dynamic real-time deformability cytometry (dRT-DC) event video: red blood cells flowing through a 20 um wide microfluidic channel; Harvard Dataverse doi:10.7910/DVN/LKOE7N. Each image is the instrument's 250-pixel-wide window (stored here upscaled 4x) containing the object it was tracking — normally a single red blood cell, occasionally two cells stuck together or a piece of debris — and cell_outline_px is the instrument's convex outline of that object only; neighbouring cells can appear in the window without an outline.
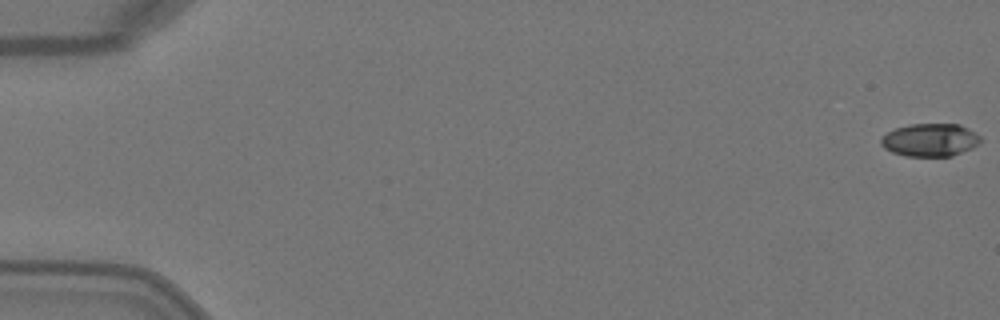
{"species": "Egyptian fruit bat (a non-hibernating species)", "species_latin": "Rousettus aegyptiacus", "temperature_condition": "warm", "stored_images_in_passage": 5, "camera_frame_rate_fps": 3000, "um_per_image_px": 0.085, "animal": {"sex": "female"}, "frame": {"image": 1, "passage_image": 1, "time_ms": 0.0, "image_size_px": [1000, 320], "cell_outline_px": [[980, 144], [972, 148], [952, 156], [904, 156], [892, 152], [884, 148], [880, 144], [880, 140], [888, 132], [896, 128], [912, 124], [960, 124], [968, 128], [980, 136]], "centroid_in_image_um": [79.07, 11.9], "position_along_channel_um": 5.9, "area_um2": 19.07}}